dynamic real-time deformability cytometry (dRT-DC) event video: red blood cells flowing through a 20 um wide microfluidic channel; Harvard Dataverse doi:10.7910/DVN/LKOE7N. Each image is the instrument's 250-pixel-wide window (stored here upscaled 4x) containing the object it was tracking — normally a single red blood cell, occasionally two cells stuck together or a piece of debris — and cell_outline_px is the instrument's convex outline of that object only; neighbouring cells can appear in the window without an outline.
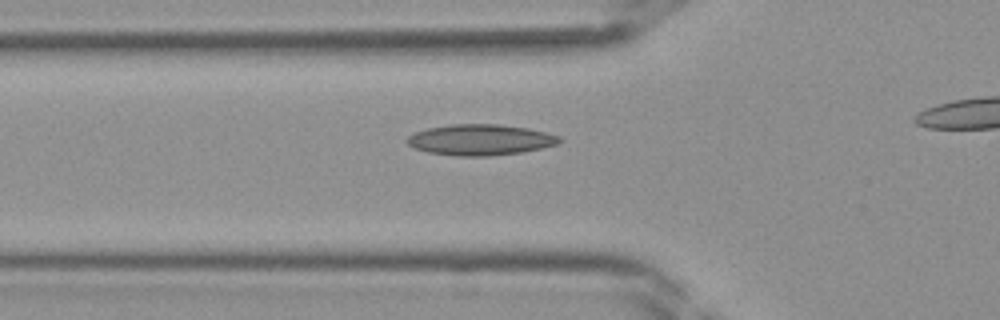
{"species": "Egyptian fruit bat (a non-hibernating species)", "species_latin": "Rousettus aegyptiacus", "temperature_condition": "room temperature", "stored_images_in_passage": 28, "camera_frame_rate_fps": 3000, "um_per_image_px": 0.085, "frame": {"image": 1, "passage_image": 8, "time_ms": 2.333, "image_size_px": [1000, 320], "cell_outline_px": [[564, 140], [556, 144], [540, 148], [520, 152], [488, 156], [456, 156], [428, 152], [416, 148], [408, 144], [404, 140], [408, 136], [416, 132], [428, 128], [452, 124], [500, 124], [528, 128], [560, 136]], "centroid_in_image_um": [40.82, 11.88], "position_along_channel_um": 85.0, "area_um2": 27.28}}
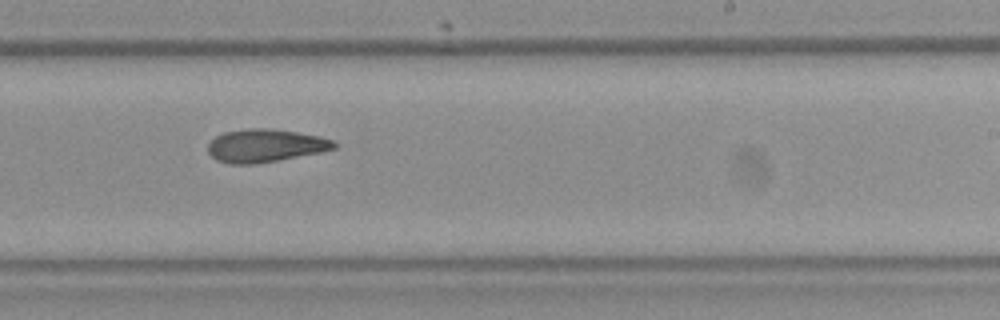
{"frame": {"image": 2, "passage_image": 19, "time_ms": 6.0, "image_size_px": [1000, 320], "cell_outline_px": [[336, 148], [320, 152], [280, 160], [252, 164], [228, 164], [216, 160], [208, 152], [208, 144], [216, 136], [224, 132], [248, 128], [272, 128], [320, 136], [332, 140], [336, 144]], "centroid_in_image_um": [22.53, 12.38], "position_along_channel_um": 266.5, "area_um2": 24.28}}
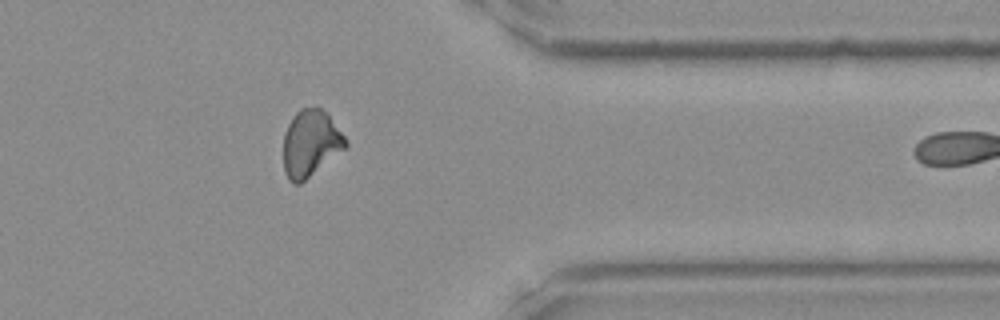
{"frame": {"image": 3, "passage_image": 27, "time_ms": 8.667, "image_size_px": [1000, 320], "cell_outline_px": [[348, 144], [344, 148], [300, 184], [292, 184], [288, 180], [284, 172], [284, 132], [292, 116], [300, 108], [316, 104], [328, 116], [348, 140]], "centroid_in_image_um": [26.36, 12.16], "position_along_channel_um": 385.0, "area_um2": 24.04}}